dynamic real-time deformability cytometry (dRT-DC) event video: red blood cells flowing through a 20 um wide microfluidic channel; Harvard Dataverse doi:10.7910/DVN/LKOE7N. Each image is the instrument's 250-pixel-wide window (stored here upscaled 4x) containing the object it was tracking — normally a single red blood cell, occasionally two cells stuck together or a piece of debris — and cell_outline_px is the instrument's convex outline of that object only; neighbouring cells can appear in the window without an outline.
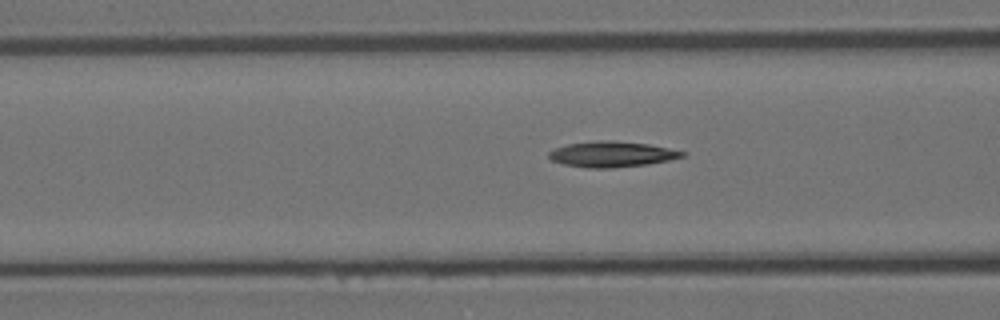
{"species": "Egyptian fruit bat (a non-hibernating species)", "species_latin": "Rousettus aegyptiacus", "temperature_condition": "room temperature", "stored_images_in_passage": 36, "camera_frame_rate_fps": 3000, "um_per_image_px": 0.085, "animal": {"sex": "female"}, "frame": {"image": 1, "passage_image": 14, "time_ms": 4.333, "image_size_px": [1000, 320], "cell_outline_px": [[688, 152], [684, 156], [668, 160], [648, 164], [612, 168], [588, 168], [564, 164], [552, 160], [548, 156], [548, 152], [556, 148], [568, 144], [596, 140], [612, 140], [648, 144]], "centroid_in_image_um": [52.01, 13.1], "position_along_channel_um": 114.6, "area_um2": 19.88}}
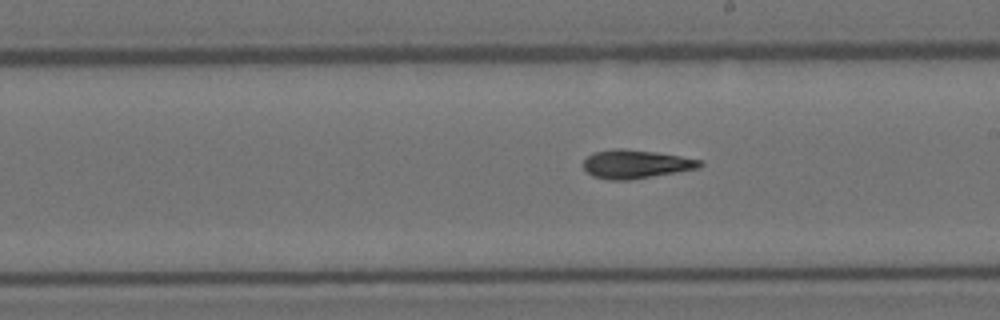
{"frame": {"image": 2, "passage_image": 24, "time_ms": 7.667, "image_size_px": [1000, 320], "cell_outline_px": [[704, 164], [700, 168], [628, 180], [608, 180], [592, 176], [584, 168], [584, 160], [592, 152], [612, 148], [624, 148], [656, 152], [680, 156], [700, 160]], "centroid_in_image_um": [54.02, 13.94], "position_along_channel_um": 235.0, "area_um2": 19.42}}
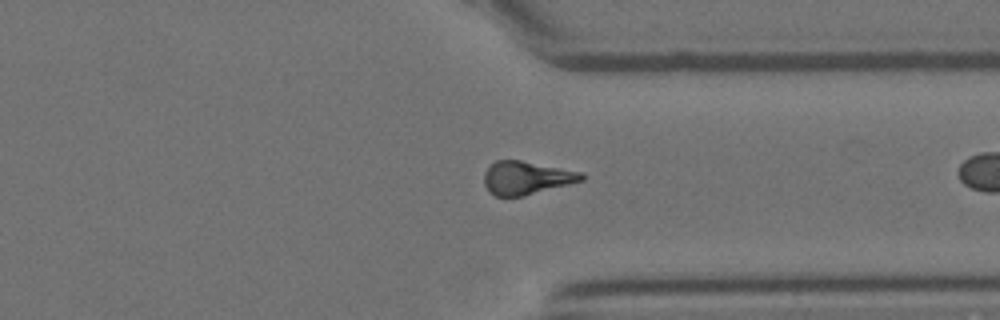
{"frame": {"image": 3, "passage_image": 35, "time_ms": 11.333, "image_size_px": [1000, 320], "cell_outline_px": [[584, 180], [524, 196], [496, 196], [488, 192], [484, 184], [484, 172], [496, 160], [520, 160], [584, 172]], "centroid_in_image_um": [44.74, 15.12], "position_along_channel_um": 366.7, "area_um2": 18.9}}